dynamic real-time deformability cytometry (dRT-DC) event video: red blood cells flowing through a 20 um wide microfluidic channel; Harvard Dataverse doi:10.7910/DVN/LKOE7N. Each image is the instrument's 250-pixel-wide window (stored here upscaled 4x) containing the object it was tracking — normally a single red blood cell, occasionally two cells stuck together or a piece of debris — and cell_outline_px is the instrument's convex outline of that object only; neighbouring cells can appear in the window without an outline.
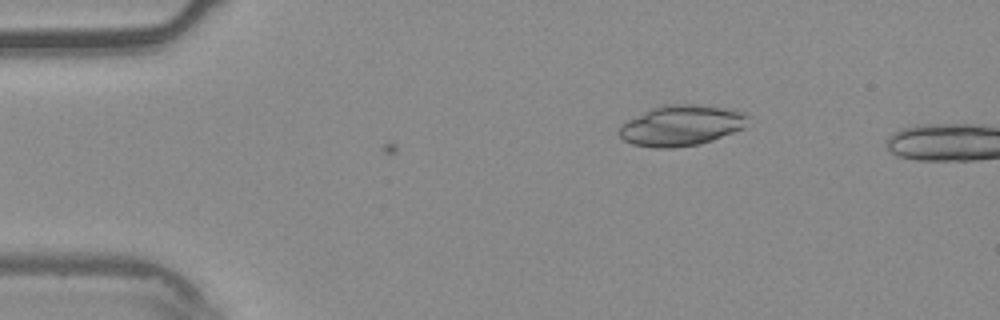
{"species": "common noctule bat (a hibernating species)", "species_latin": "Nyctalus noctula", "temperature_condition": "warm", "stored_images_in_passage": 4, "camera_frame_rate_fps": 3000, "um_per_image_px": 0.085, "animal": {"sex": "male", "body_mass_g": 20.4}, "frame": {"image": 1, "passage_image": 4, "time_ms": 1.0, "image_size_px": [1000, 320], "cell_outline_px": [[748, 116], [744, 128], [712, 140], [700, 144], [672, 148], [656, 148], [632, 144], [624, 140], [620, 136], [620, 124], [652, 108], [664, 104], [696, 104], [724, 108], [744, 112]], "centroid_in_image_um": [57.9, 10.67], "position_along_channel_um": 27.1, "area_um2": 30.29}}